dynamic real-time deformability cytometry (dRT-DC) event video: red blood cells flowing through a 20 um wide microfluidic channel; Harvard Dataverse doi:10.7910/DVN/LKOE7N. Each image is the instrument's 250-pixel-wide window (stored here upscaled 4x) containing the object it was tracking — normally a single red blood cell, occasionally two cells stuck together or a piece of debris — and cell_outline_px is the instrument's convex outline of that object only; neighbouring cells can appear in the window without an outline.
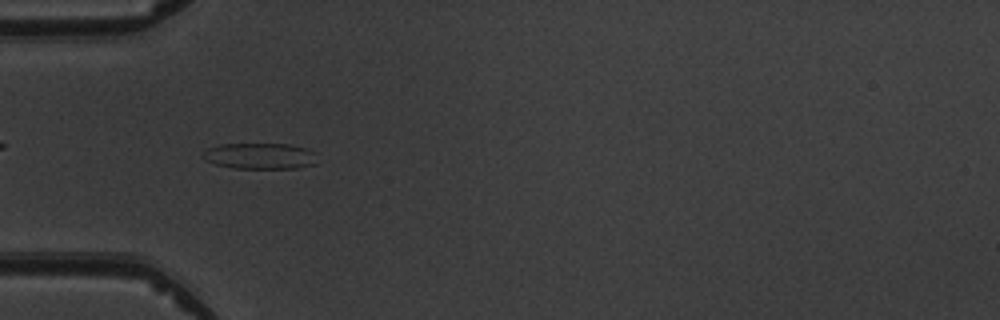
{"species": "common noctule bat (a hibernating species)", "species_latin": "Nyctalus noctula", "temperature_condition": "warm", "stored_images_in_passage": 7, "camera_frame_rate_fps": 3000, "um_per_image_px": 0.085, "animal": {"sex": "male", "body_mass_g": 19.5, "forearm_length_mm": 54.6}, "frame": {"image": 1, "passage_image": 4, "time_ms": 4.333, "image_size_px": [1000, 320], "cell_outline_px": [[316, 164], [300, 168], [232, 168], [216, 164], [204, 160], [200, 156], [208, 148], [220, 144], [288, 144], [308, 148], [316, 152]], "centroid_in_image_um": [22.12, 13.26], "position_along_channel_um": 62.9, "area_um2": 17.57}}
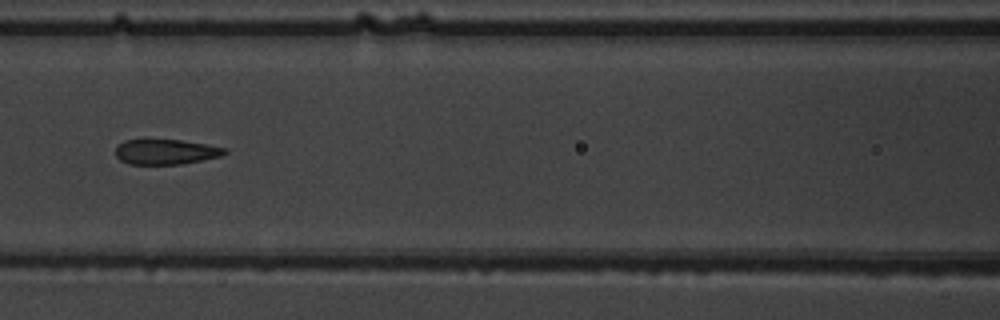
{"frame": {"image": 2, "passage_image": 6, "time_ms": 6.667, "image_size_px": [1000, 320], "cell_outline_px": [[228, 152], [220, 156], [180, 164], [128, 164], [120, 160], [116, 156], [116, 144], [124, 140], [180, 140], [208, 144], [228, 148]], "centroid_in_image_um": [14.09, 12.9], "position_along_channel_um": 152.5, "area_um2": 16.01}}
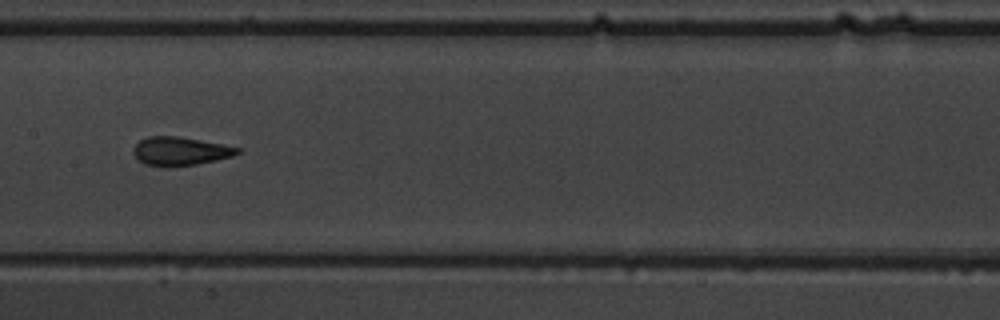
{"frame": {"image": 3, "passage_image": 7, "time_ms": 7.667, "image_size_px": [1000, 320], "cell_outline_px": [[240, 152], [232, 156], [216, 160], [196, 164], [172, 168], [144, 164], [132, 152], [132, 148], [140, 140], [148, 136], [176, 136], [224, 144], [240, 148]], "centroid_in_image_um": [15.3, 12.86], "position_along_channel_um": 192.1, "area_um2": 17.4}}